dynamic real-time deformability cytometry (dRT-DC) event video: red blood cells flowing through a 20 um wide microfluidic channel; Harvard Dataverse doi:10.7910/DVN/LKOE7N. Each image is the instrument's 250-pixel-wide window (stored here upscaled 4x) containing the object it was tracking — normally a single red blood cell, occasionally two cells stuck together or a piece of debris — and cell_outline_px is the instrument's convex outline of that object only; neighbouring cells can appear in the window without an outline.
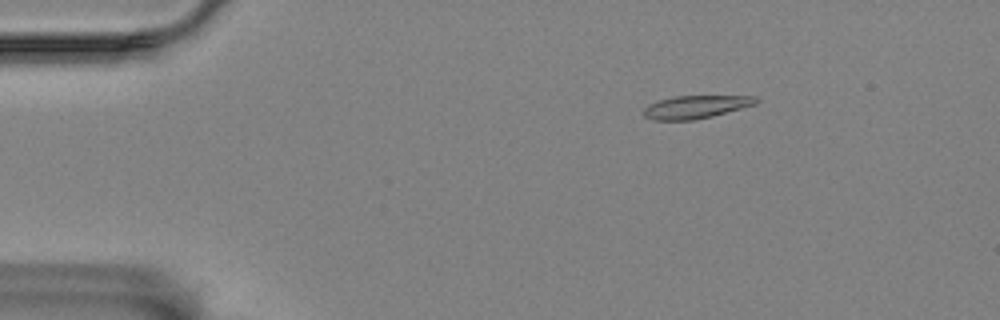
{"species": "Egyptian fruit bat (a non-hibernating species)", "species_latin": "Rousettus aegyptiacus", "temperature_condition": "room temperature", "stored_images_in_passage": 58, "camera_frame_rate_fps": 3000, "um_per_image_px": 0.085, "animal": {"sex": "female"}, "frame": {"image": 1, "passage_image": 9, "time_ms": 2.667, "image_size_px": [1000, 320], "cell_outline_px": [[760, 100], [756, 104], [712, 116], [692, 120], [652, 120], [644, 116], [644, 108], [648, 104], [660, 100], [676, 96], [756, 96]], "centroid_in_image_um": [59.14, 9.09], "position_along_channel_um": 25.9, "area_um2": 14.91}}
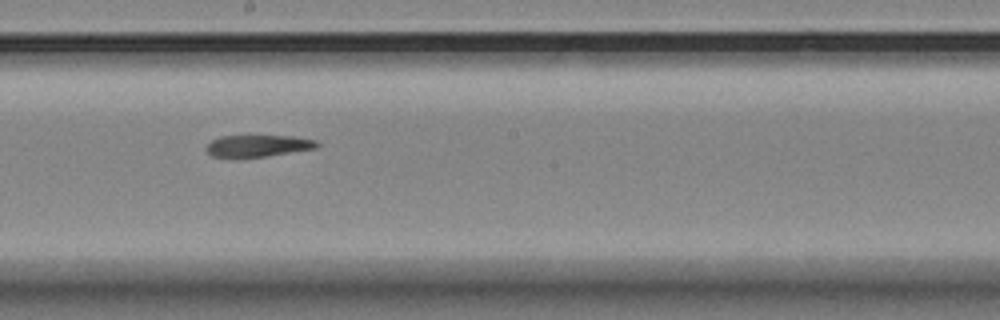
{"frame": {"image": 2, "passage_image": 32, "time_ms": 10.333, "image_size_px": [1000, 320], "cell_outline_px": [[320, 144], [316, 148], [264, 156], [212, 156], [204, 148], [212, 140], [220, 136], [292, 136], [316, 140]], "centroid_in_image_um": [21.94, 12.37], "position_along_channel_um": 226.3, "area_um2": 13.64}}
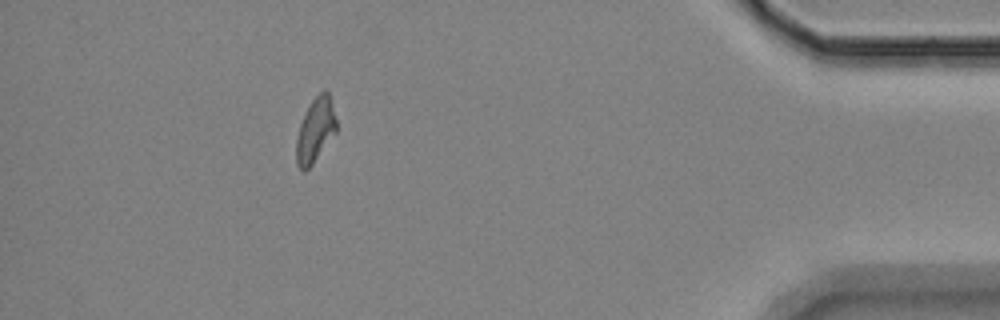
{"frame": {"image": 3, "passage_image": 52, "time_ms": 17.0, "image_size_px": [1000, 320], "cell_outline_px": [[336, 132], [312, 164], [304, 172], [296, 164], [296, 140], [300, 124], [312, 100], [324, 88], [328, 92], [336, 120]], "centroid_in_image_um": [26.79, 11.08], "position_along_channel_um": 408.4, "area_um2": 14.68}, "authors_computed_cell_mechanics": {"area_um2": 15.2881, "velocity_mm_per_s": 3.4772, "shape_relaxation_time_tau1_ms": null, "shape_relaxation_time_tau2_ms": 7.6857, "deformation_change_tau1": null, "deformation_change_tau2": 0.1685}}